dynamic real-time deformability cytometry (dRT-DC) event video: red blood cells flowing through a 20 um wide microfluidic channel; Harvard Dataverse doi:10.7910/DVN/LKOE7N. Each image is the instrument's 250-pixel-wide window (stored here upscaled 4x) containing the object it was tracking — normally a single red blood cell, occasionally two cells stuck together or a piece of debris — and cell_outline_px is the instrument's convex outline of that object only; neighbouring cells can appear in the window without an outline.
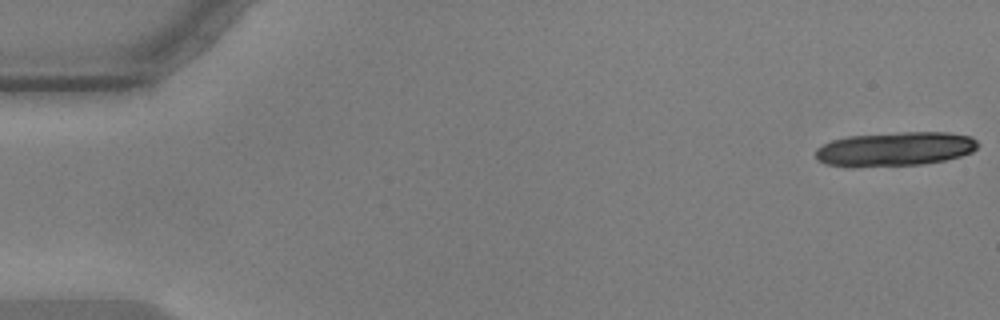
{"species": "common noctule bat (a hibernating species)", "species_latin": "Nyctalus noctula", "temperature_condition": "warm", "stored_images_in_passage": 20, "camera_frame_rate_fps": 3000, "um_per_image_px": 0.085, "animal": {"sex": "male", "body_mass_g": 17.9, "forearm_length_mm": 54.2}, "frame": {"image": 1, "passage_image": 1, "time_ms": 0.0, "image_size_px": [1000, 320], "cell_outline_px": [[980, 144], [972, 152], [960, 156], [944, 160], [920, 164], [856, 168], [844, 168], [824, 164], [816, 160], [816, 148], [832, 140], [848, 136], [900, 132], [948, 132], [972, 136]], "centroid_in_image_um": [76.03, 12.68], "position_along_channel_um": 9.0, "area_um2": 32.89}}